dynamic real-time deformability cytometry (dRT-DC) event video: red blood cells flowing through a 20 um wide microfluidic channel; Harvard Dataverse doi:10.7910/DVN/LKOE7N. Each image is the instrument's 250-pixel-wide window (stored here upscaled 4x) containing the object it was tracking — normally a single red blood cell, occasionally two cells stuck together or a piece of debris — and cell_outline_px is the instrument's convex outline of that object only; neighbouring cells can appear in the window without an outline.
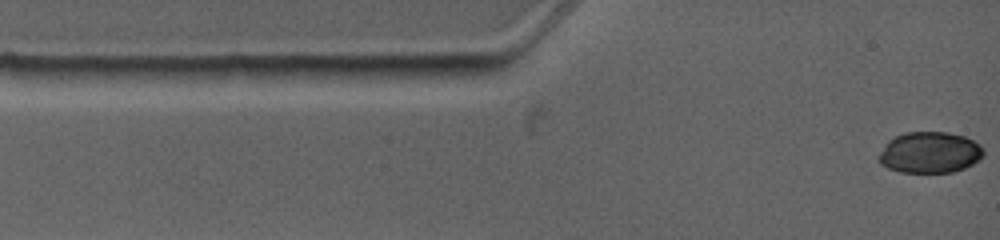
{"species": "common noctule bat (a hibernating species)", "species_latin": "Nyctalus noctula", "temperature_condition": "warm", "stored_images_in_passage": 5, "camera_frame_rate_fps": 4500, "um_per_image_px": 0.085, "animal": {"sex": "female", "body_mass_g": 19.0, "forearm_length_mm": 53.3}, "frame": {"image": 1, "passage_image": 1, "time_ms": 0.0, "image_size_px": [1000, 240], "cell_outline_px": [[984, 156], [972, 164], [964, 168], [952, 172], [900, 172], [888, 168], [880, 164], [876, 160], [880, 152], [888, 140], [904, 132], [948, 132], [964, 136], [980, 144], [984, 148]], "centroid_in_image_um": [79.02, 12.96], "position_along_channel_um": 6.0, "area_um2": 25.32}}
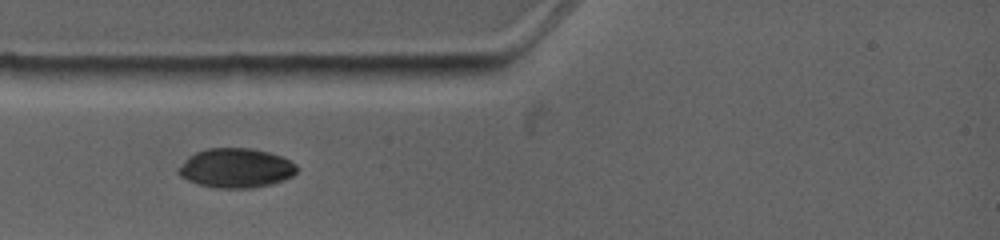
{"frame": {"image": 2, "passage_image": 4, "time_ms": 2.667, "image_size_px": [1000, 240], "cell_outline_px": [[296, 172], [292, 176], [284, 180], [272, 184], [252, 188], [216, 188], [196, 184], [180, 176], [176, 172], [176, 168], [188, 156], [196, 152], [208, 148], [252, 148], [268, 152], [280, 156], [296, 164]], "centroid_in_image_um": [20.01, 14.29], "position_along_channel_um": 65.0, "area_um2": 27.4}}
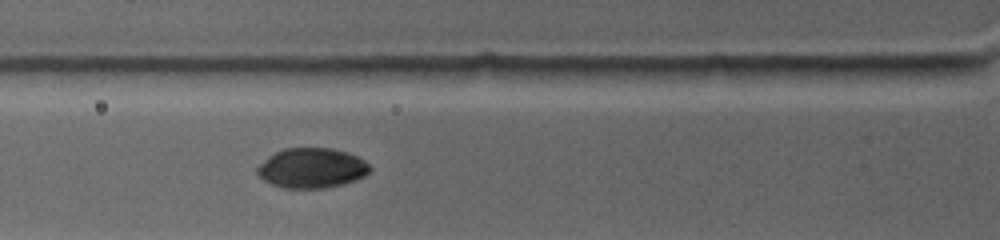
{"frame": {"image": 3, "passage_image": 5, "time_ms": 3.556, "image_size_px": [1000, 240], "cell_outline_px": [[372, 168], [364, 176], [356, 180], [344, 184], [324, 188], [284, 188], [272, 184], [264, 180], [256, 172], [256, 168], [268, 156], [284, 148], [332, 148], [356, 156], [364, 160]], "centroid_in_image_um": [26.49, 14.29], "position_along_channel_um": 99.3, "area_um2": 26.13}}